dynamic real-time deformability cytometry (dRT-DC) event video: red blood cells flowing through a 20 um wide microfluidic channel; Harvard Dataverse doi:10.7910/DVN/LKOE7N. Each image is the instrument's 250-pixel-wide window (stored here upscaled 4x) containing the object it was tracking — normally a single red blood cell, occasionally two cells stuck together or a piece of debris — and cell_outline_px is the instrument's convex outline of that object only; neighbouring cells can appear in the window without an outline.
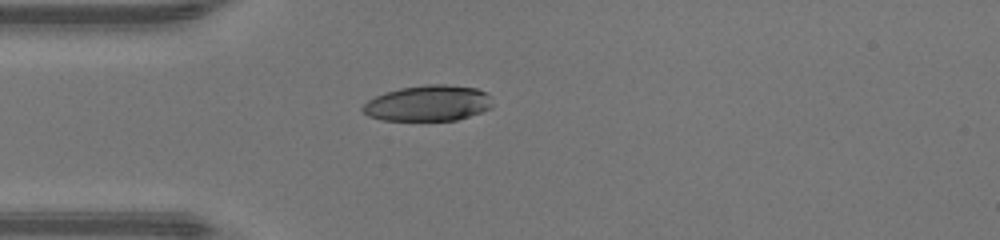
{"species": "human", "species_latin": "Homo sapiens", "temperature_condition": "warm", "stored_images_in_passage": 36, "camera_frame_rate_fps": 3000, "um_per_image_px": 0.085, "donor": {"sex": "male"}, "frame": {"image": 1, "passage_image": 1, "time_ms": 0.0, "image_size_px": [1000, 240], "cell_outline_px": [[492, 108], [456, 120], [380, 120], [368, 116], [360, 108], [368, 100], [384, 92], [400, 88], [428, 84], [444, 84], [476, 88], [484, 92], [488, 96], [492, 104]], "centroid_in_image_um": [36.35, 8.77], "position_along_channel_um": 48.7, "area_um2": 26.93}}
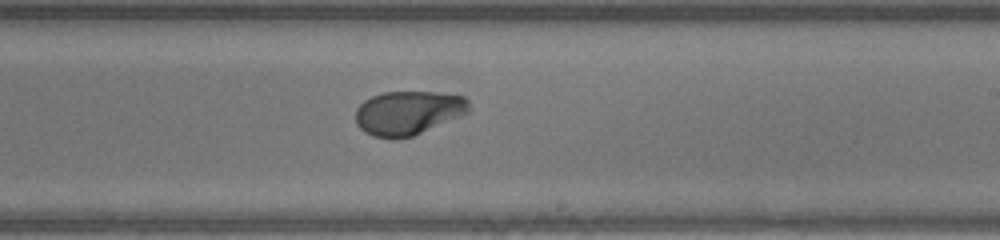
{"frame": {"image": 2, "passage_image": 16, "time_ms": 5.0, "image_size_px": [1000, 240], "cell_outline_px": [[468, 112], [412, 136], [372, 136], [364, 132], [356, 124], [356, 108], [364, 100], [372, 96], [384, 92], [436, 92], [464, 96], [468, 100]], "centroid_in_image_um": [34.66, 9.55], "position_along_channel_um": 254.3, "area_um2": 28.38}}
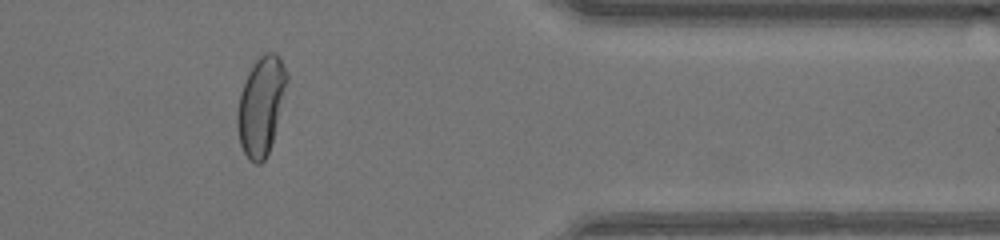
{"frame": {"image": 3, "passage_image": 27, "time_ms": 8.667, "image_size_px": [1000, 240], "cell_outline_px": [[288, 80], [272, 140], [268, 152], [264, 160], [260, 164], [256, 164], [244, 152], [240, 144], [236, 124], [236, 112], [240, 92], [248, 72], [256, 60], [264, 52], [276, 52], [288, 72]], "centroid_in_image_um": [22.17, 8.94], "position_along_channel_um": 389.2, "area_um2": 28.09}, "authors_computed_cell_mechanics": {"area_um2": 28.9289, "velocity_mm_per_s": 4.3275, "shape_relaxation_time_tau1_ms": 4.8192, "shape_relaxation_time_tau2_ms": 0.8319, "deformation_change_tau1": 0.2119, "deformation_change_tau2": 0.0418}}